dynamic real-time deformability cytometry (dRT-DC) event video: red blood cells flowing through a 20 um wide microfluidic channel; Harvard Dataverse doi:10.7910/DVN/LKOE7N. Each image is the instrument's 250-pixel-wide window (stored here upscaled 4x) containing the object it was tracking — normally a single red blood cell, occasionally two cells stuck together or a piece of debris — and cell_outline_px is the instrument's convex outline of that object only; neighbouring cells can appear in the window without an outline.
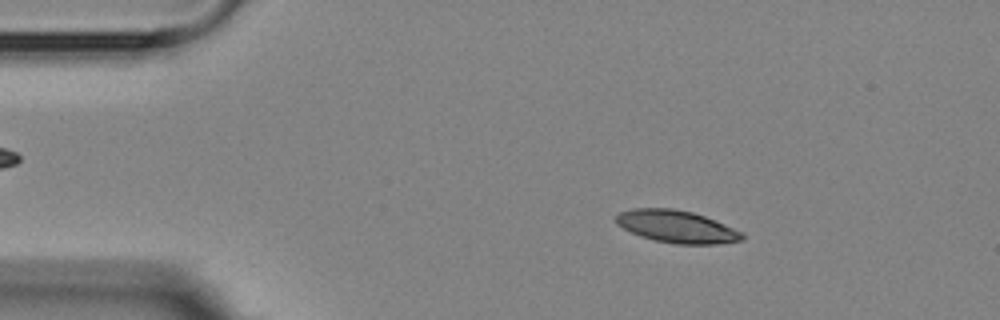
{"species": "Egyptian fruit bat (a non-hibernating species)", "species_latin": "Rousettus aegyptiacus", "temperature_condition": "room temperature", "stored_images_in_passage": 4, "camera_frame_rate_fps": 3000, "um_per_image_px": 0.085, "animal": {"sex": "female"}, "frame": {"image": 1, "passage_image": 2, "time_ms": 1.0, "image_size_px": [1000, 320], "cell_outline_px": [[744, 240], [716, 244], [676, 244], [656, 240], [640, 236], [616, 224], [616, 216], [620, 212], [632, 208], [672, 208], [692, 212], [704, 216], [732, 228], [740, 232], [744, 236]], "centroid_in_image_um": [57.49, 19.26], "position_along_channel_um": 27.5, "area_um2": 23.47}}
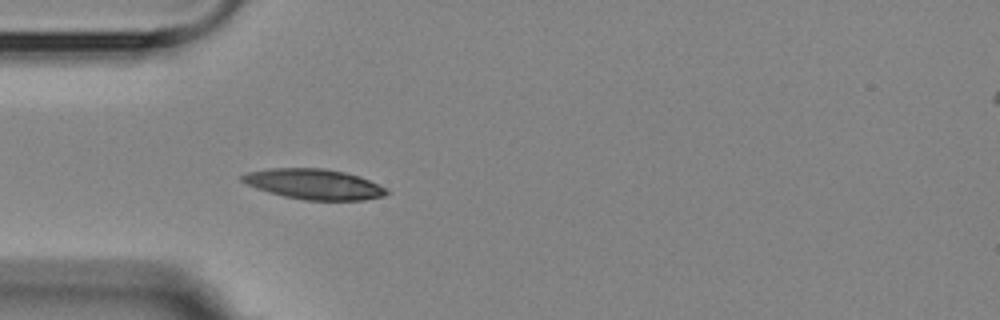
{"frame": {"image": 2, "passage_image": 4, "time_ms": 3.333, "image_size_px": [1000, 320], "cell_outline_px": [[392, 192], [384, 196], [364, 200], [304, 200], [284, 196], [268, 192], [256, 188], [240, 180], [240, 176], [248, 172], [268, 168], [324, 168], [344, 172], [360, 176], [388, 188]], "centroid_in_image_um": [26.73, 15.65], "position_along_channel_um": 58.3, "area_um2": 25.72}}